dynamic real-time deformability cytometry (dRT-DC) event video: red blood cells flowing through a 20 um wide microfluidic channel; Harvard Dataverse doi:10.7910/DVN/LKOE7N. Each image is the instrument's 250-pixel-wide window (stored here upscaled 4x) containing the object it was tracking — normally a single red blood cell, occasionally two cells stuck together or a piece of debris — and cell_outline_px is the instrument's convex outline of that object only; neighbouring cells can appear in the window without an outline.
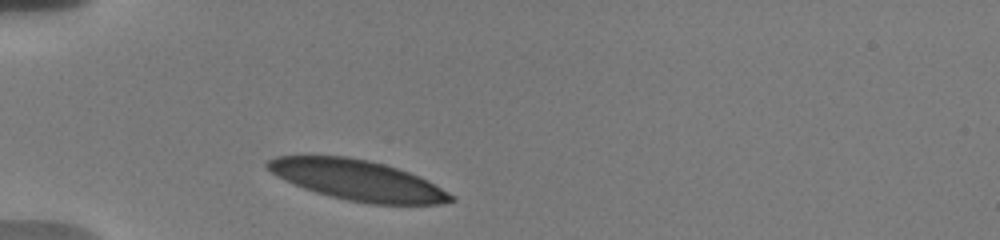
{"species": "human", "species_latin": "Homo sapiens", "temperature_condition": "warm", "stored_images_in_passage": 33, "camera_frame_rate_fps": 3000, "um_per_image_px": 0.085, "donor": {"sex": "male"}, "frame": {"image": 1, "passage_image": 1, "time_ms": 0.0, "image_size_px": [1000, 240], "cell_outline_px": [[456, 200], [440, 204], [372, 204], [348, 200], [316, 192], [304, 188], [284, 180], [276, 176], [264, 168], [264, 164], [268, 160], [276, 156], [344, 156], [368, 160], [384, 164], [408, 172], [428, 180], [456, 196]], "centroid_in_image_um": [30.38, 15.31], "position_along_channel_um": 54.6, "area_um2": 43.0}}
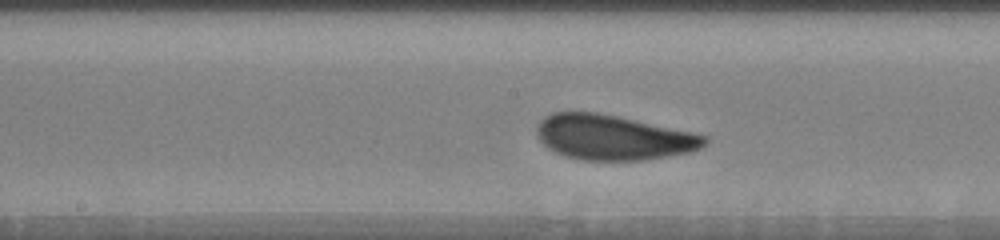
{"frame": {"image": 2, "passage_image": 14, "time_ms": 4.333, "image_size_px": [1000, 240], "cell_outline_px": [[708, 140], [700, 148], [692, 152], [644, 160], [584, 160], [564, 156], [548, 148], [540, 140], [536, 132], [536, 128], [540, 120], [544, 116], [552, 112], [596, 112], [616, 116], [692, 132], [708, 136]], "centroid_in_image_um": [52.1, 11.68], "position_along_channel_um": 196.1, "area_um2": 43.87}}
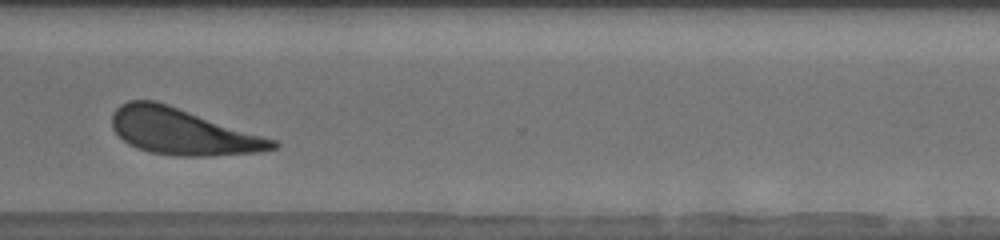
{"frame": {"image": 3, "passage_image": 27, "time_ms": 8.667, "image_size_px": [1000, 240], "cell_outline_px": [[280, 144], [276, 148], [260, 152], [212, 156], [176, 156], [148, 152], [136, 148], [128, 144], [112, 128], [112, 112], [120, 104], [128, 100], [156, 100], [276, 140]], "centroid_in_image_um": [15.49, 11.19], "position_along_channel_um": 355.1, "area_um2": 43.35}, "authors_computed_cell_mechanics": {"area_um2": 43.8702, "velocity_mm_per_s": 3.6693, "shape_relaxation_time_tau1_ms": 3.4059, "shape_relaxation_time_tau2_ms": 2.3061, "deformation_change_tau1": 0.1276, "deformation_change_tau2": 0.0906}}